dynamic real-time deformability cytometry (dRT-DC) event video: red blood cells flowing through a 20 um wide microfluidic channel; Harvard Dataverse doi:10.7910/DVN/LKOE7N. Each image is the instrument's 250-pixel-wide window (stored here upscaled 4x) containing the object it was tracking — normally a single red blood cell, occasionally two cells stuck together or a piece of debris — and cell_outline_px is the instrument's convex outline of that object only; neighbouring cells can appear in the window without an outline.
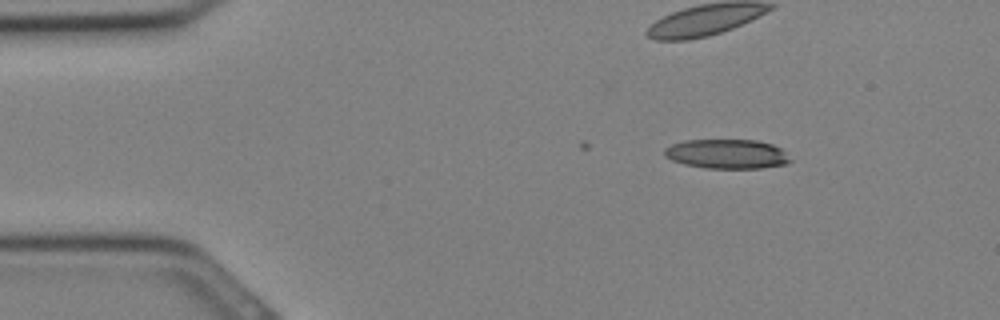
{"species": "Egyptian fruit bat (a non-hibernating species)", "species_latin": "Rousettus aegyptiacus", "temperature_condition": "cold", "stored_images_in_passage": 3, "camera_frame_rate_fps": 3000, "um_per_image_px": 0.085, "animal": {"sex": "female"}, "frame": {"image": 1, "passage_image": 3, "time_ms": 0.667, "image_size_px": [1000, 320], "cell_outline_px": [[792, 160], [784, 164], [760, 168], [708, 168], [684, 164], [672, 160], [664, 156], [664, 148], [672, 144], [684, 140], [756, 140], [772, 144], [780, 148]], "centroid_in_image_um": [61.76, 13.08], "position_along_channel_um": 23.2, "area_um2": 21.44}}